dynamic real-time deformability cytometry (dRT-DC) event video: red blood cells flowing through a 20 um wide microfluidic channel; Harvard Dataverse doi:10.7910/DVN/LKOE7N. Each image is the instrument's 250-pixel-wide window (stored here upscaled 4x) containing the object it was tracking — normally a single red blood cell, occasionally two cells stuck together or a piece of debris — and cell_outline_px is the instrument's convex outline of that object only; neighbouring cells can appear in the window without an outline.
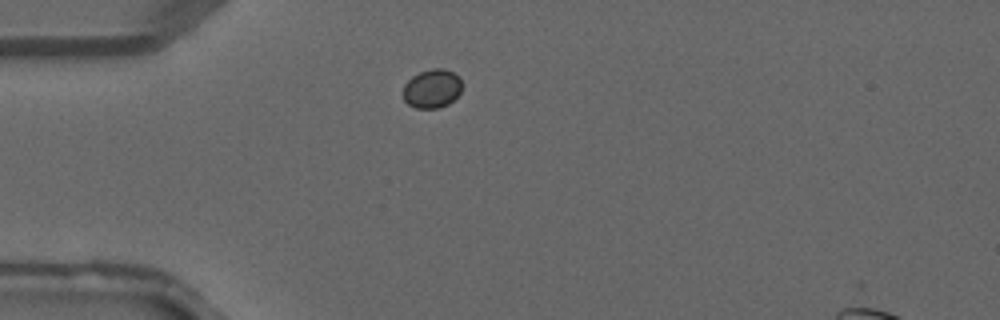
{"species": "common noctule bat (a hibernating species)", "species_latin": "Nyctalus noctula", "temperature_condition": "warm", "stored_images_in_passage": 35, "segment_of_instrument_passage": [1, 2], "camera_frame_rate_fps": 3000, "um_per_image_px": 0.085, "animal": {"sex": "male", "forearm_length_mm": 52.5}, "frame": {"image": 1, "passage_image": 5, "time_ms": 1.333, "image_size_px": [1000, 320], "cell_outline_px": [[460, 92], [448, 104], [440, 108], [416, 108], [408, 104], [404, 100], [404, 84], [412, 76], [420, 72], [432, 68], [444, 68], [460, 76]], "centroid_in_image_um": [36.71, 7.52], "position_along_channel_um": 48.3, "area_um2": 13.24}}
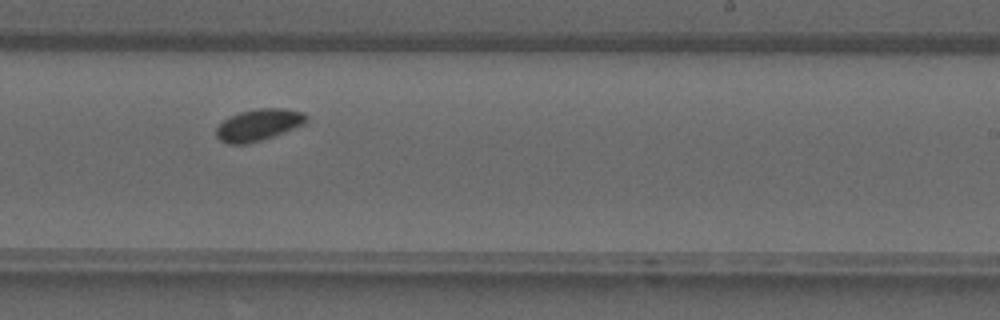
{"frame": {"image": 2, "passage_image": 19, "time_ms": 6.0, "image_size_px": [1000, 320], "cell_outline_px": [[308, 120], [304, 124], [284, 132], [260, 140], [244, 144], [228, 144], [220, 140], [216, 136], [216, 128], [224, 120], [240, 112], [256, 108], [284, 108], [304, 112], [308, 116]], "centroid_in_image_um": [22.0, 10.6], "position_along_channel_um": 267.0, "area_um2": 16.53}}
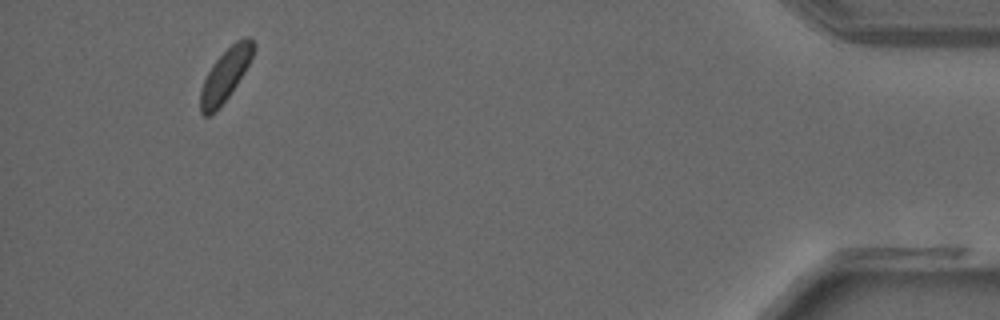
{"frame": {"image": 3, "passage_image": 32, "time_ms": 10.333, "image_size_px": [1000, 320], "cell_outline_px": [[256, 48], [244, 72], [228, 96], [216, 112], [208, 116], [204, 116], [200, 112], [200, 92], [204, 80], [212, 64], [236, 40], [244, 36], [248, 36], [256, 44]], "centroid_in_image_um": [19.16, 6.36], "position_along_channel_um": 416.0, "area_um2": 15.95}}